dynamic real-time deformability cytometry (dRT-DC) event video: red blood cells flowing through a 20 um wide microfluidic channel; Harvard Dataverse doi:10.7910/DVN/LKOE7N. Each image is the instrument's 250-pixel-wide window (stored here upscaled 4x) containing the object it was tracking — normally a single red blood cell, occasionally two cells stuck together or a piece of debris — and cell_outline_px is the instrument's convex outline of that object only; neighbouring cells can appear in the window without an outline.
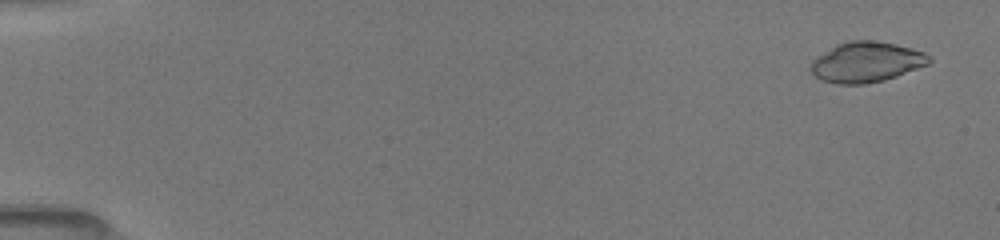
{"species": "common noctule bat (a hibernating species)", "species_latin": "Nyctalus noctula", "temperature_condition": "room temperature", "stored_images_in_passage": 51, "camera_frame_rate_fps": 3000, "um_per_image_px": 0.085, "animal": {"sex": "female", "body_mass_g": 19.5, "forearm_length_mm": 54.1}, "frame": {"image": 1, "passage_image": 3, "time_ms": 0.667, "image_size_px": [1000, 240], "cell_outline_px": [[932, 60], [928, 64], [896, 76], [884, 80], [864, 84], [836, 84], [824, 80], [816, 76], [812, 72], [812, 60], [816, 56], [836, 44], [848, 40], [872, 40], [912, 48], [924, 52], [932, 56]], "centroid_in_image_um": [73.65, 5.26], "position_along_channel_um": 11.4, "area_um2": 27.69}}
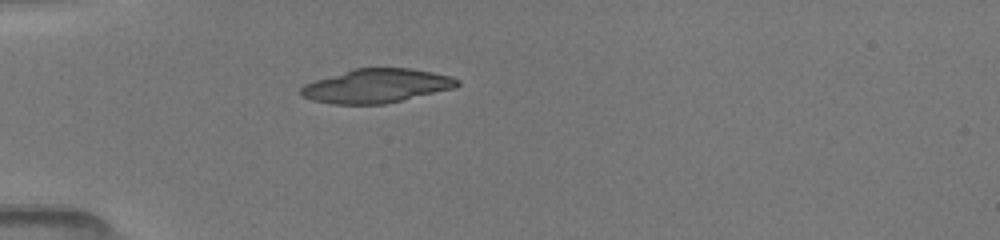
{"frame": {"image": 2, "passage_image": 16, "time_ms": 5.0, "image_size_px": [1000, 240], "cell_outline_px": [[460, 84], [456, 88], [384, 104], [332, 104], [312, 100], [300, 96], [300, 88], [304, 84], [352, 68], [412, 68], [452, 76], [460, 80]], "centroid_in_image_um": [32.01, 7.3], "position_along_channel_um": 53.0, "area_um2": 31.1}}
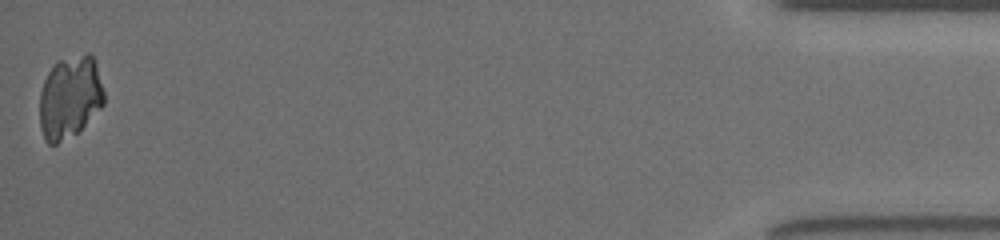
{"frame": {"image": 3, "passage_image": 51, "time_ms": 16.667, "image_size_px": [1000, 240], "cell_outline_px": [[104, 104], [80, 132], [56, 144], [48, 144], [44, 140], [40, 124], [40, 92], [44, 80], [48, 72], [56, 60], [88, 52], [92, 52], [96, 64], [104, 92]], "centroid_in_image_um": [5.94, 8.26], "position_along_channel_um": 429.3, "area_um2": 31.5}}